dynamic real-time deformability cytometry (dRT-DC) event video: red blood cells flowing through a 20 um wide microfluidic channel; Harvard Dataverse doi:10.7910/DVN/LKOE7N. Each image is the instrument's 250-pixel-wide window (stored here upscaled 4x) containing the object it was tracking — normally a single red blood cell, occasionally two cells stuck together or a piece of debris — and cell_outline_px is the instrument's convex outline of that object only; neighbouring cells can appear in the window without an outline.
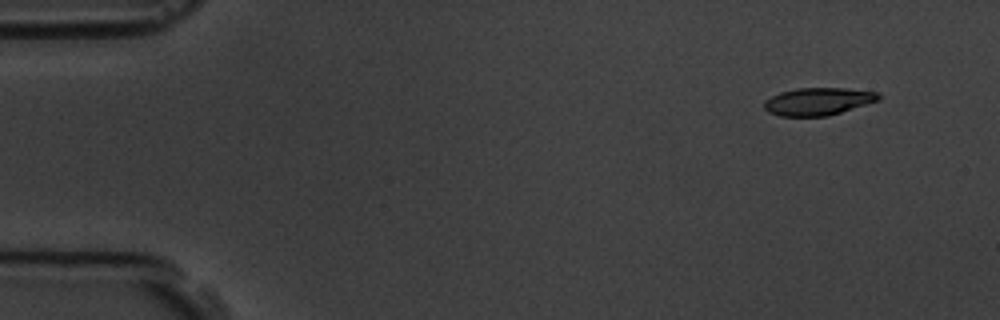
{"species": "common noctule bat (a hibernating species)", "species_latin": "Nyctalus noctula", "temperature_condition": "room temperature", "stored_images_in_passage": 5, "segment_of_instrument_passage": [2, 2], "camera_frame_rate_fps": 3000, "um_per_image_px": 0.085, "animal": {"sex": "male", "body_mass_g": 19.5, "forearm_length_mm": 54.6}, "frame": {"image": 1, "passage_image": 5, "time_ms": 5.333, "image_size_px": [1000, 320], "cell_outline_px": [[880, 100], [828, 116], [780, 116], [768, 112], [764, 108], [764, 100], [780, 92], [796, 88], [844, 88], [880, 92]], "centroid_in_image_um": [69.54, 8.62], "position_along_channel_um": 15.5, "area_um2": 18.44}}